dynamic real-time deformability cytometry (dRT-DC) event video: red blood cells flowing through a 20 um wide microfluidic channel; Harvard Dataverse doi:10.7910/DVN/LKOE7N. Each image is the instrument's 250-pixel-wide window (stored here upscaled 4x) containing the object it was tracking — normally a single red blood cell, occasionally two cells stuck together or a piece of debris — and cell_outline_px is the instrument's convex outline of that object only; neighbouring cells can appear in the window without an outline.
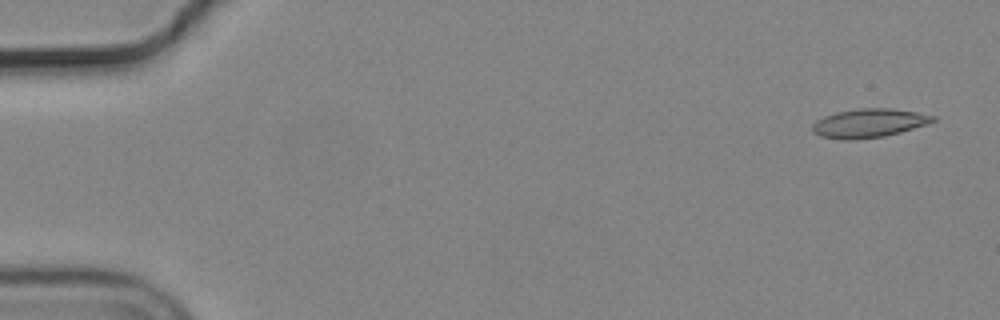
{"species": "common noctule bat (a hibernating species)", "species_latin": "Nyctalus noctula", "temperature_condition": "cold", "stored_images_in_passage": 52, "camera_frame_rate_fps": 3000, "um_per_image_px": 0.085, "animal": {"sex": "male", "body_mass_g": 19.2, "forearm_length_mm": 51.8}, "frame": {"image": 1, "passage_image": 1, "time_ms": 0.0, "image_size_px": [1000, 320], "cell_outline_px": [[936, 120], [900, 132], [884, 136], [848, 140], [844, 140], [820, 136], [812, 132], [812, 124], [816, 120], [824, 116], [836, 112], [860, 108], [888, 108], [916, 112], [936, 116]], "centroid_in_image_um": [73.8, 10.46], "position_along_channel_um": 11.2, "area_um2": 20.0}}
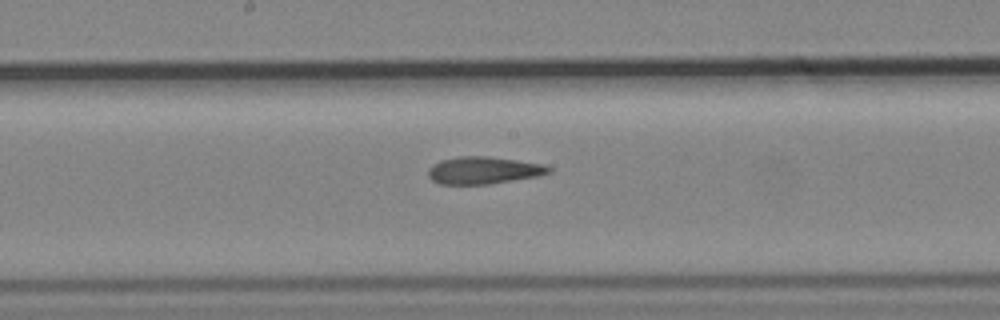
{"frame": {"image": 2, "passage_image": 28, "time_ms": 9.0, "image_size_px": [1000, 320], "cell_outline_px": [[552, 172], [540, 176], [488, 184], [440, 184], [432, 180], [428, 176], [428, 168], [432, 164], [440, 160], [456, 156], [488, 156], [544, 164], [552, 168]], "centroid_in_image_um": [41.1, 14.47], "position_along_channel_um": 207.1, "area_um2": 19.36}}
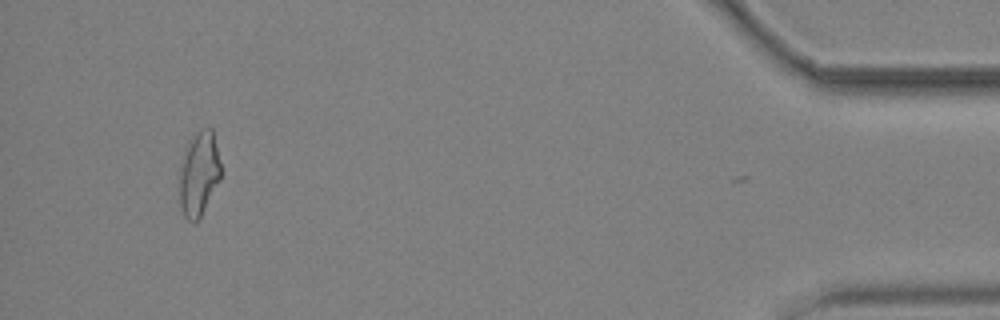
{"frame": {"image": 3, "passage_image": 51, "time_ms": 16.667, "image_size_px": [1000, 320], "cell_outline_px": [[220, 180], [200, 220], [192, 224], [184, 216], [180, 204], [180, 168], [184, 156], [192, 140], [200, 132], [208, 128], [212, 128], [220, 164]], "centroid_in_image_um": [16.93, 14.91], "position_along_channel_um": 418.3, "area_um2": 19.77}, "authors_computed_cell_mechanics": {"area_um2": 19.5075, "velocity_mm_per_s": 3.6983, "shape_relaxation_time_tau1_ms": null, "shape_relaxation_time_tau2_ms": 4.2225, "deformation_change_tau1": null, "deformation_change_tau2": 0.1267}}